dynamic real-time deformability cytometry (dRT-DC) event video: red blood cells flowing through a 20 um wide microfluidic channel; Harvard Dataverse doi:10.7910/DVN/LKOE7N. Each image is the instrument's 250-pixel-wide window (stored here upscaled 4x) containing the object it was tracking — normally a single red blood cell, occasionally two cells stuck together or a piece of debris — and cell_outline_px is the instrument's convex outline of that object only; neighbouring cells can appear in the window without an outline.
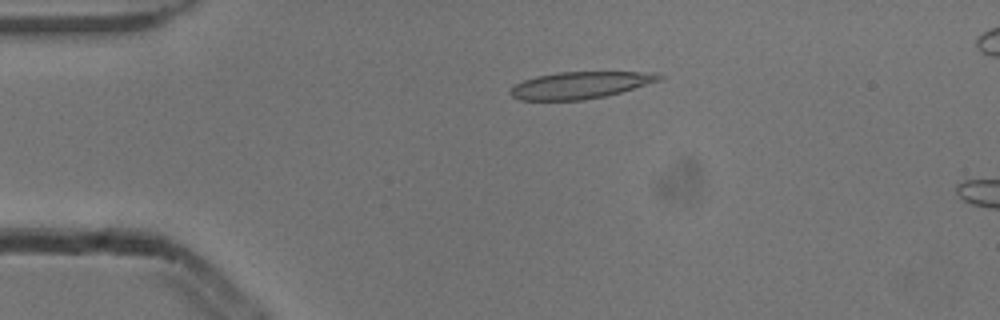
{"species": "common noctule bat (a hibernating species)", "species_latin": "Nyctalus noctula", "temperature_condition": "cold", "stored_images_in_passage": 5, "camera_frame_rate_fps": 3000, "um_per_image_px": 0.085, "animal": {"sex": "male", "body_mass_g": 13.3}, "frame": {"image": 1, "passage_image": 3, "time_ms": 0.667, "image_size_px": [1000, 320], "cell_outline_px": [[664, 80], [620, 92], [604, 96], [584, 100], [520, 100], [512, 96], [508, 92], [516, 84], [524, 80], [536, 76], [560, 72], [656, 72], [664, 76]], "centroid_in_image_um": [49.37, 7.23], "position_along_channel_um": 35.6, "area_um2": 23.35}}